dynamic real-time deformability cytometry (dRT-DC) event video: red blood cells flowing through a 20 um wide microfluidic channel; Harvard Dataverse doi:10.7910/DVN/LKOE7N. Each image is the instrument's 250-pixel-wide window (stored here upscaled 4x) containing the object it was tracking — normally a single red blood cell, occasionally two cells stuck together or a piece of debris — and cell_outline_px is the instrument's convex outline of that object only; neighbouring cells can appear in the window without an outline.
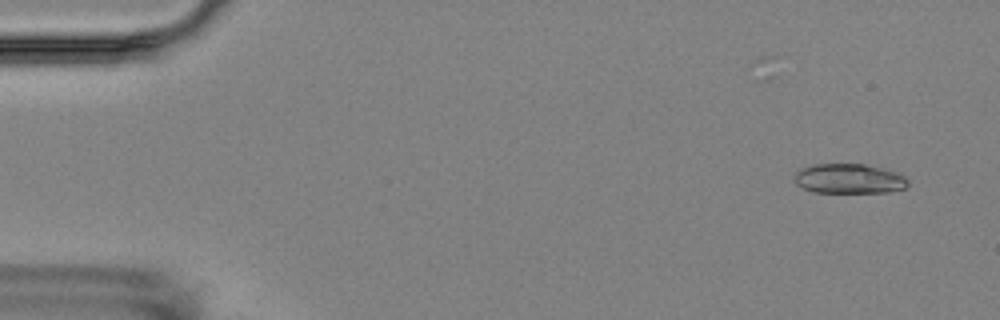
{"species": "Egyptian fruit bat (a non-hibernating species)", "species_latin": "Rousettus aegyptiacus", "temperature_condition": "room temperature", "stored_images_in_passage": 7, "camera_frame_rate_fps": 3000, "um_per_image_px": 0.085, "animal": {"sex": "female"}, "frame": {"image": 1, "passage_image": 2, "time_ms": 1.333, "image_size_px": [1000, 320], "cell_outline_px": [[908, 184], [904, 188], [888, 192], [812, 192], [796, 184], [796, 172], [800, 168], [812, 164], [864, 164], [884, 168], [900, 172], [908, 180]], "centroid_in_image_um": [72.2, 15.18], "position_along_channel_um": 12.8, "area_um2": 19.77}}
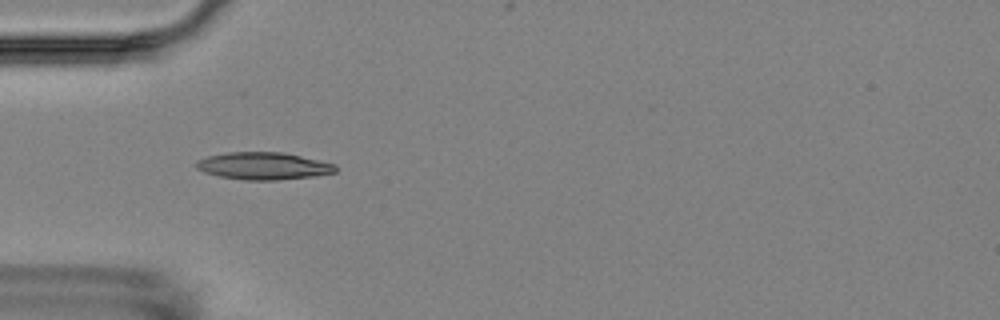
{"frame": {"image": 2, "passage_image": 6, "time_ms": 6.0, "image_size_px": [1000, 320], "cell_outline_px": [[336, 172], [316, 176], [276, 180], [244, 180], [220, 176], [204, 172], [196, 168], [196, 160], [208, 156], [228, 152], [284, 152], [336, 164]], "centroid_in_image_um": [22.4, 14.1], "position_along_channel_um": 62.6, "area_um2": 22.2}}
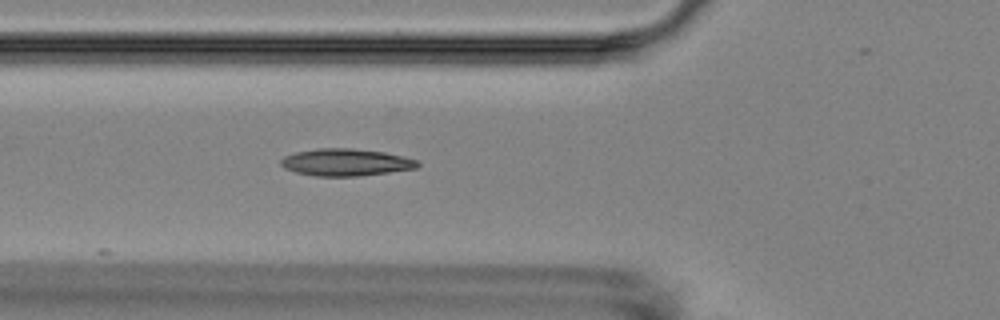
{"frame": {"image": 3, "passage_image": 7, "time_ms": 7.0, "image_size_px": [1000, 320], "cell_outline_px": [[420, 164], [416, 168], [360, 176], [316, 176], [296, 172], [284, 168], [280, 164], [280, 160], [284, 156], [296, 152], [316, 148], [352, 148], [384, 152], [416, 160]], "centroid_in_image_um": [29.35, 13.79], "position_along_channel_um": 96.5, "area_um2": 21.5}}